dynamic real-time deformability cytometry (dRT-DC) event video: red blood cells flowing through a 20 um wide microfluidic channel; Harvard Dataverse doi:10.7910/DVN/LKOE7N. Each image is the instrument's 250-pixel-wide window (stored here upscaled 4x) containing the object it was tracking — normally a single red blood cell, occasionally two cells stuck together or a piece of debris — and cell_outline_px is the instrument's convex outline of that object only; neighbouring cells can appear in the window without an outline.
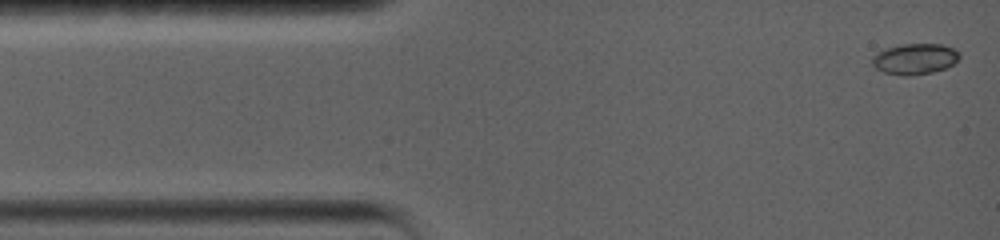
{"species": "common noctule bat (a hibernating species)", "species_latin": "Nyctalus noctula", "temperature_condition": "warm", "stored_images_in_passage": 38, "camera_frame_rate_fps": 5000, "um_per_image_px": 0.085, "animal": {"sex": "female", "body_mass_g": 19.0, "forearm_length_mm": 56.7}, "frame": {"image": 1, "passage_image": 1, "time_ms": 0.0, "image_size_px": [1000, 240], "cell_outline_px": [[960, 56], [952, 64], [944, 68], [932, 72], [912, 76], [904, 76], [884, 72], [876, 68], [872, 64], [872, 56], [876, 52], [884, 48], [900, 44], [940, 44], [956, 48], [960, 52]], "centroid_in_image_um": [77.74, 4.99], "position_along_channel_um": 7.3, "area_um2": 15.84}}
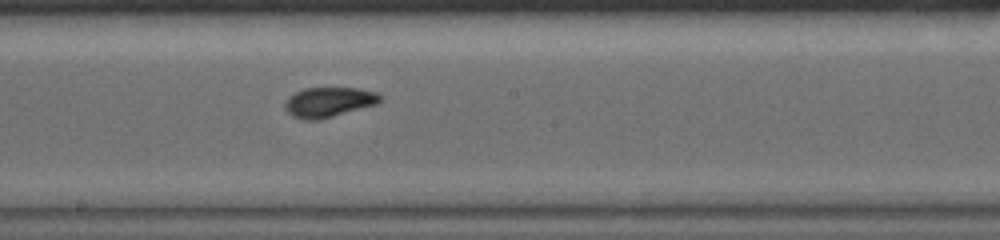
{"frame": {"image": 2, "passage_image": 22, "time_ms": 8.0, "image_size_px": [1000, 240], "cell_outline_px": [[380, 100], [376, 104], [320, 120], [304, 120], [292, 116], [284, 108], [284, 104], [288, 96], [304, 88], [356, 88], [376, 92], [380, 96]], "centroid_in_image_um": [27.89, 8.69], "position_along_channel_um": 220.3, "area_um2": 16.53}}
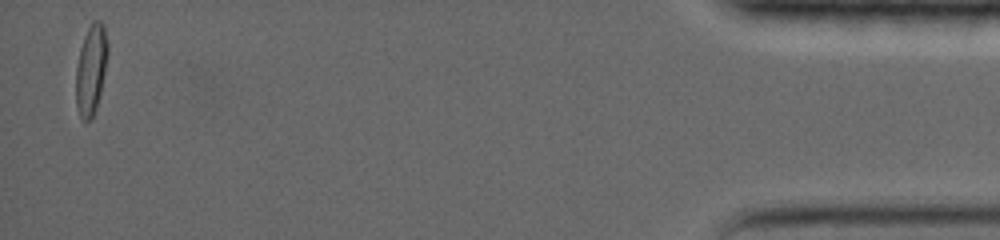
{"frame": {"image": 3, "passage_image": 38, "time_ms": 17.0, "image_size_px": [1000, 240], "cell_outline_px": [[108, 52], [100, 92], [96, 108], [92, 120], [84, 120], [80, 116], [76, 104], [76, 68], [80, 48], [84, 36], [92, 20], [100, 20], [104, 24], [108, 44]], "centroid_in_image_um": [7.74, 5.87], "position_along_channel_um": 427.5, "area_um2": 16.59}, "authors_computed_cell_mechanics": {"area_um2": 16.2129, "velocity_mm_per_s": 3.6267, "shape_relaxation_time_tau1_ms": 6.9622, "shape_relaxation_time_tau2_ms": 1.8611, "deformation_change_tau1": 0.2055, "deformation_change_tau2": 0.0445}}